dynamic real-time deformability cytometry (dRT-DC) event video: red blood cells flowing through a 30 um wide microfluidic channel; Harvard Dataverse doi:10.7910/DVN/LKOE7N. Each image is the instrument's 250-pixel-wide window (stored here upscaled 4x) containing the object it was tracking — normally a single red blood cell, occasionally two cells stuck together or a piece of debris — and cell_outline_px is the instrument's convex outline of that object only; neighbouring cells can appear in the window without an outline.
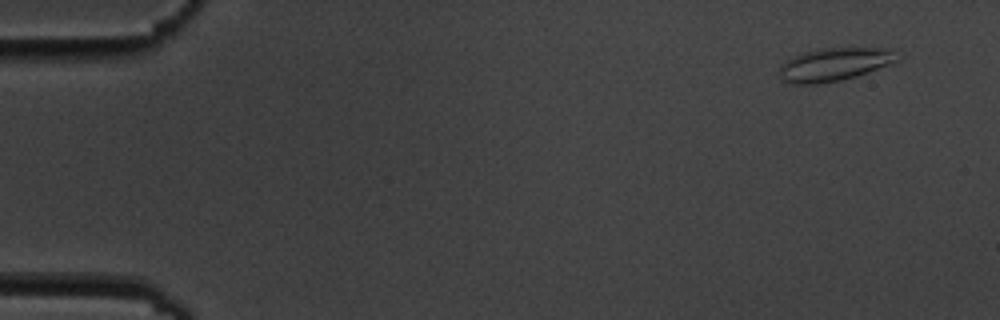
{"species": "common noctule bat (a hibernating species)", "species_latin": "Nyctalus noctula", "temperature_condition": "cold", "stored_images_in_passage": 6, "segment_of_instrument_passage": [2, 2], "camera_frame_rate_fps": 3000, "um_per_image_px": 0.085, "animal": {"sex": "male", "body_mass_g": 19.5, "forearm_length_mm": 54.6}, "frame": {"image": 1, "passage_image": 6, "time_ms": 6.667, "image_size_px": [1000, 320], "cell_outline_px": [[896, 60], [892, 64], [856, 76], [840, 80], [820, 84], [792, 84], [784, 80], [780, 76], [780, 68], [792, 56], [804, 52], [820, 48], [896, 48]], "centroid_in_image_um": [70.95, 5.47], "position_along_channel_um": 14.1, "area_um2": 22.66}}